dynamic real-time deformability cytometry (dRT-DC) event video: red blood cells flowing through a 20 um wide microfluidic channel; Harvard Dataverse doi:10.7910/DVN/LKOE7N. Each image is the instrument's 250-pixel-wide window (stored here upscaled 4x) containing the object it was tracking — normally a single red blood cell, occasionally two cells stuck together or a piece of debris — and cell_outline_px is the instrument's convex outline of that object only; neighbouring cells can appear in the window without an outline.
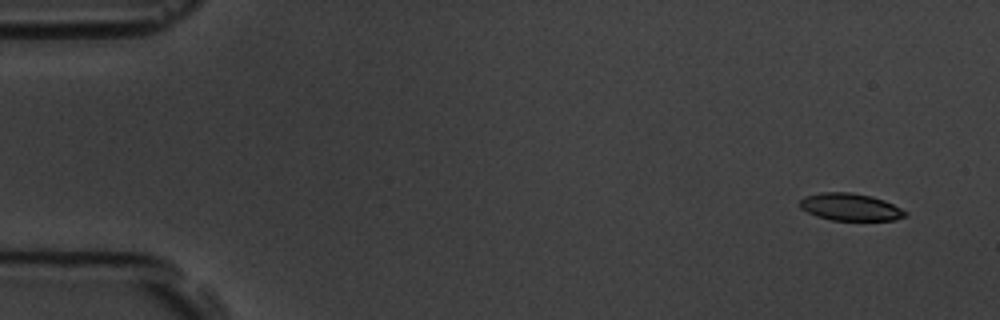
{"species": "common noctule bat (a hibernating species)", "species_latin": "Nyctalus noctula", "temperature_condition": "room temperature", "stored_images_in_passage": 4, "camera_frame_rate_fps": 3000, "um_per_image_px": 0.085, "animal": {"sex": "male", "body_mass_g": 19.5, "forearm_length_mm": 54.6}, "frame": {"image": 1, "passage_image": 1, "time_ms": 0.0, "image_size_px": [1000, 320], "cell_outline_px": [[908, 216], [896, 220], [832, 220], [816, 216], [800, 208], [800, 200], [804, 196], [820, 192], [852, 192], [872, 196], [884, 200], [908, 212]], "centroid_in_image_um": [72.29, 17.59], "position_along_channel_um": 12.7, "area_um2": 16.88}}
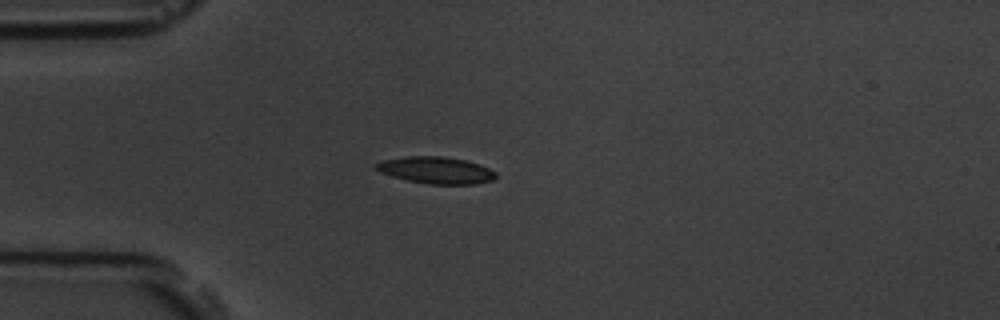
{"frame": {"image": 2, "passage_image": 4, "time_ms": 4.0, "image_size_px": [1000, 320], "cell_outline_px": [[496, 176], [492, 180], [476, 184], [428, 184], [408, 180], [392, 176], [380, 172], [372, 168], [372, 164], [384, 160], [408, 156], [444, 156], [464, 160], [480, 164], [496, 172]], "centroid_in_image_um": [37.03, 14.46], "position_along_channel_um": 48.0, "area_um2": 18.79}}